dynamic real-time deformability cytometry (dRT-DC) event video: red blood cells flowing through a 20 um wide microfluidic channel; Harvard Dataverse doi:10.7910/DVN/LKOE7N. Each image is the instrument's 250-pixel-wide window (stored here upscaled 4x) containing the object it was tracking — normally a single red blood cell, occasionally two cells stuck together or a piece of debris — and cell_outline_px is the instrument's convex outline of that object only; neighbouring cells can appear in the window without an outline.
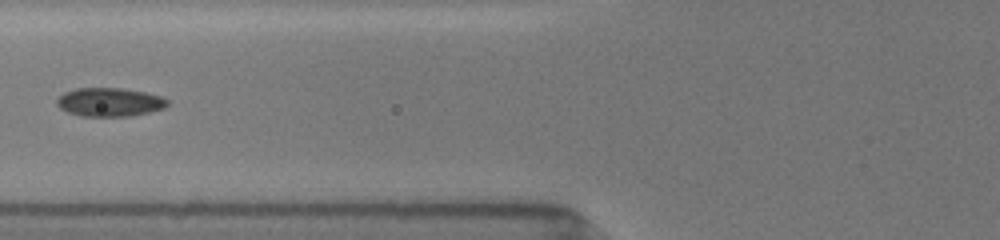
{"species": "common noctule bat (a hibernating species)", "species_latin": "Nyctalus noctula", "temperature_condition": "room temperature", "stored_images_in_passage": 15, "segment_of_instrument_passage": [2, 2], "camera_frame_rate_fps": 3000, "um_per_image_px": 0.085, "animal": {"sex": "female", "body_mass_g": 19.5, "forearm_length_mm": 54.1}, "frame": {"image": 1, "passage_image": 15, "time_ms": 4.667, "image_size_px": [1000, 240], "cell_outline_px": [[168, 104], [164, 108], [132, 116], [80, 116], [68, 112], [60, 108], [56, 104], [56, 100], [64, 92], [76, 88], [120, 88], [144, 92], [160, 96], [168, 100]], "centroid_in_image_um": [9.29, 8.68], "position_along_channel_um": 116.5, "area_um2": 18.38}}